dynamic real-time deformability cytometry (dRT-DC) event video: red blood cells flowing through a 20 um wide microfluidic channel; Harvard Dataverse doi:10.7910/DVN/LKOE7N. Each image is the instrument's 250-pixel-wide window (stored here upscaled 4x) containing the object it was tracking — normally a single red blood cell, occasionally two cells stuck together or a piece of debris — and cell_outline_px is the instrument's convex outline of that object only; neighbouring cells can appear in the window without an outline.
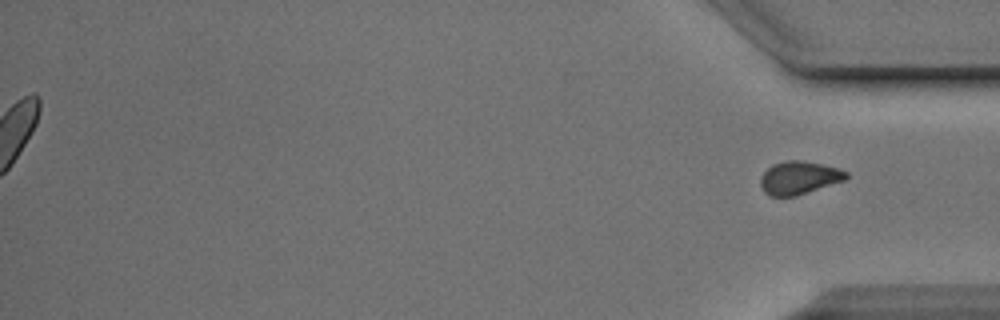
{"species": "Egyptian fruit bat (a non-hibernating species)", "species_latin": "Rousettus aegyptiacus", "temperature_condition": "cold", "stored_images_in_passage": 41, "segment_of_instrument_passage": [2, 2], "camera_frame_rate_fps": 3000, "um_per_image_px": 0.085, "animal": {"sex": "male"}, "frame": {"image": 1, "passage_image": 41, "time_ms": 13.333, "image_size_px": [1000, 320], "cell_outline_px": [[848, 176], [844, 180], [796, 196], [768, 196], [764, 192], [760, 184], [760, 176], [772, 164], [784, 160], [800, 160], [820, 164], [836, 168], [848, 172]], "centroid_in_image_um": [67.87, 15.11], "position_along_channel_um": 367.3, "area_um2": 16.42}}